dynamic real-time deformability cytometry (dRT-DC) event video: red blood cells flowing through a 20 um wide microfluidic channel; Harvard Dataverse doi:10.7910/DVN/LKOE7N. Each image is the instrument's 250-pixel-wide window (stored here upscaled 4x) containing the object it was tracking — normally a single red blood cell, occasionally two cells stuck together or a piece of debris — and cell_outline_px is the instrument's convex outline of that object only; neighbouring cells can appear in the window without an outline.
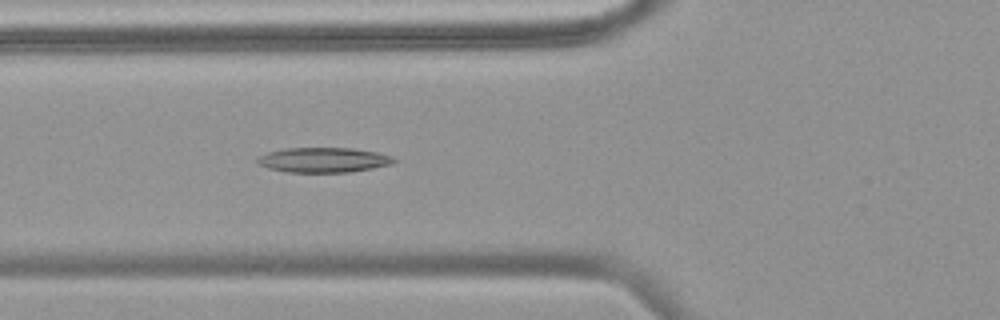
{"species": "common noctule bat (a hibernating species)", "species_latin": "Nyctalus noctula", "temperature_condition": "warm", "stored_images_in_passage": 47, "camera_frame_rate_fps": 3000, "um_per_image_px": 0.085, "animal": {"sex": "female", "body_mass_g": 18.4}, "frame": {"image": 1, "passage_image": 17, "time_ms": 5.333, "image_size_px": [1000, 320], "cell_outline_px": [[396, 160], [392, 164], [352, 172], [288, 172], [268, 168], [256, 164], [256, 160], [260, 156], [268, 152], [284, 148], [352, 148], [376, 152], [392, 156]], "centroid_in_image_um": [27.48, 13.6], "position_along_channel_um": 98.3, "area_um2": 19.83}}
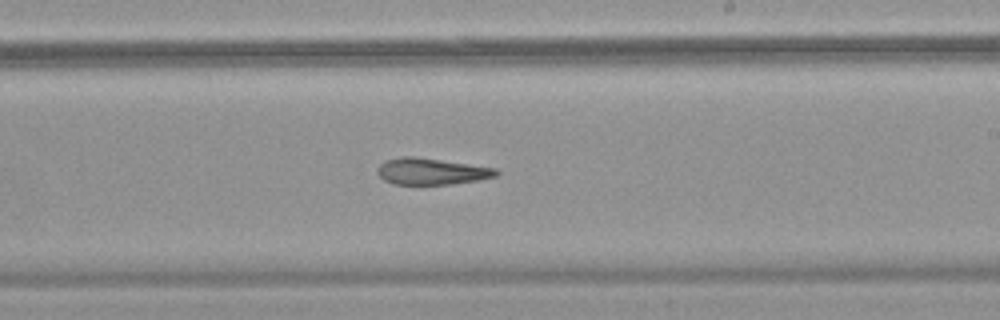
{"frame": {"image": 2, "passage_image": 28, "time_ms": 9.0, "image_size_px": [1000, 320], "cell_outline_px": [[500, 172], [496, 176], [480, 180], [452, 184], [392, 184], [384, 180], [376, 172], [376, 168], [384, 160], [400, 156], [416, 156], [496, 168]], "centroid_in_image_um": [36.65, 14.56], "position_along_channel_um": 252.4, "area_um2": 18.55}}
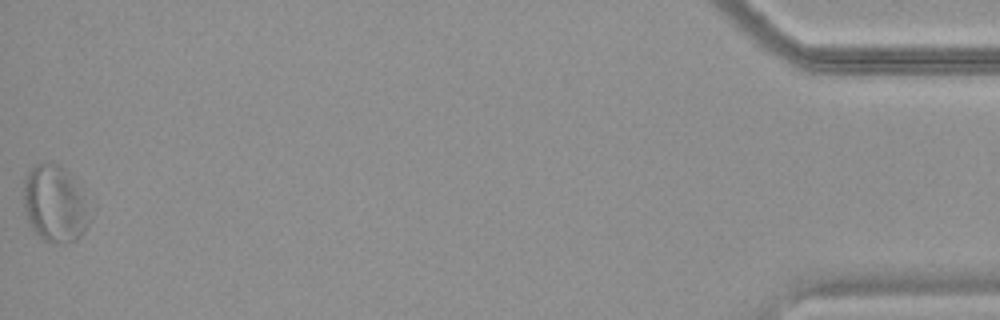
{"frame": {"image": 3, "passage_image": 47, "time_ms": 15.333, "image_size_px": [1000, 320], "cell_outline_px": [[88, 224], [80, 236], [76, 240], [64, 244], [44, 240], [28, 224], [24, 208], [24, 176], [36, 164], [60, 164], [72, 176], [84, 200], [88, 220]], "centroid_in_image_um": [4.6, 17.34], "position_along_channel_um": 430.6, "area_um2": 28.9}}